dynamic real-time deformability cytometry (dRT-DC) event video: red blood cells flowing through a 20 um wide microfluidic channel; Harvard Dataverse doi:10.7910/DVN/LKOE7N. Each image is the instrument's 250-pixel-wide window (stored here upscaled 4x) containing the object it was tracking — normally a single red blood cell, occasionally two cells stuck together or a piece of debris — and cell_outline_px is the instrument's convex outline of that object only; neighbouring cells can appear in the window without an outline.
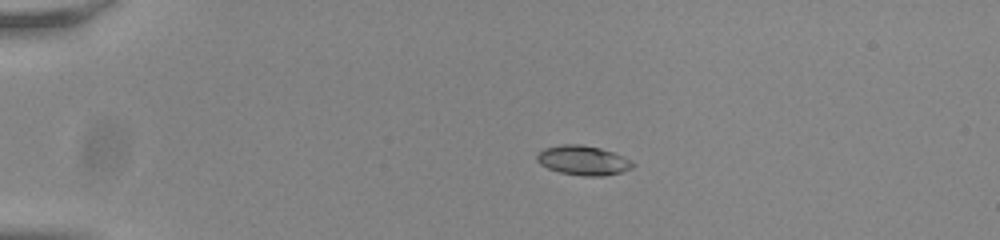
{"species": "common noctule bat (a hibernating species)", "species_latin": "Nyctalus noctula", "temperature_condition": "room temperature", "stored_images_in_passage": 43, "camera_frame_rate_fps": 3000, "um_per_image_px": 0.085, "animal": {"sex": "male", "body_mass_g": 20.0, "forearm_length_mm": 53.3}, "frame": {"image": 1, "passage_image": 1, "time_ms": 0.0, "image_size_px": [1000, 240], "cell_outline_px": [[636, 164], [632, 168], [620, 172], [604, 176], [584, 176], [560, 172], [548, 168], [540, 164], [536, 160], [536, 156], [544, 148], [560, 144], [580, 144], [600, 148], [624, 156], [632, 160]], "centroid_in_image_um": [49.58, 13.63], "position_along_channel_um": 35.4, "area_um2": 16.53}}
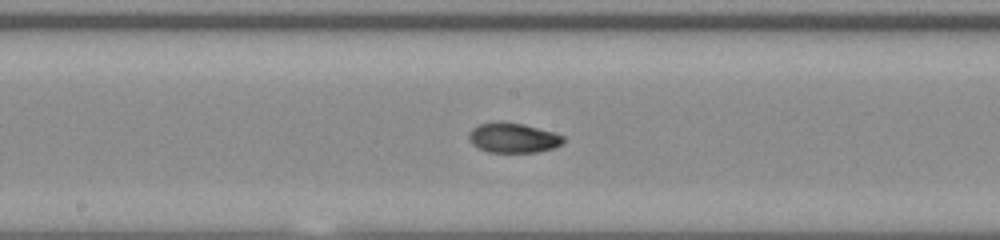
{"frame": {"image": 2, "passage_image": 19, "time_ms": 6.0, "image_size_px": [1000, 240], "cell_outline_px": [[564, 140], [560, 144], [552, 148], [536, 152], [488, 152], [472, 144], [468, 136], [472, 128], [480, 124], [496, 120], [500, 120], [524, 124], [552, 132], [564, 136]], "centroid_in_image_um": [43.58, 11.69], "position_along_channel_um": 204.6, "area_um2": 16.42}}
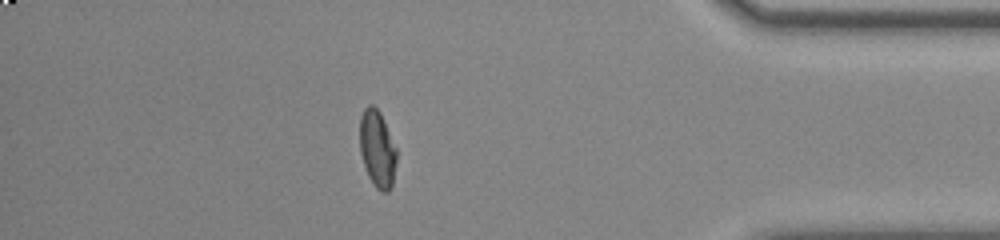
{"frame": {"image": 3, "passage_image": 37, "time_ms": 12.0, "image_size_px": [1000, 240], "cell_outline_px": [[396, 160], [392, 184], [388, 192], [380, 192], [376, 188], [368, 176], [360, 152], [360, 116], [364, 108], [368, 104], [372, 104], [380, 112], [396, 148]], "centroid_in_image_um": [32.06, 12.65], "position_along_channel_um": 403.1, "area_um2": 16.42}, "authors_computed_cell_mechanics": {"area_um2": 16.3574, "velocity_mm_per_s": 3.8322, "shape_relaxation_time_tau1_ms": 3.9981, "shape_relaxation_time_tau2_ms": 1.8322, "deformation_change_tau1": 0.1637, "deformation_change_tau2": 0.0518}}